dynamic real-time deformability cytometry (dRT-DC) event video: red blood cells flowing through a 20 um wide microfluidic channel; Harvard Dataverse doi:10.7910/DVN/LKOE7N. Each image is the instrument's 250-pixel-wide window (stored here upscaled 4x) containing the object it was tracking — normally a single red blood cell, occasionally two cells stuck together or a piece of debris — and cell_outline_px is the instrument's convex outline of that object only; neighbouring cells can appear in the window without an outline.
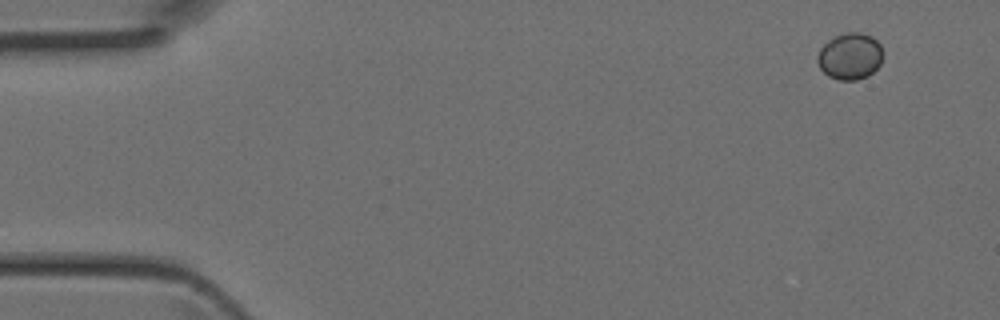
{"species": "Egyptian fruit bat (a non-hibernating species)", "species_latin": "Rousettus aegyptiacus", "temperature_condition": "room temperature", "stored_images_in_passage": 11, "camera_frame_rate_fps": 3000, "um_per_image_px": 0.085, "animal": {"sex": "female"}, "frame": {"image": 1, "passage_image": 1, "time_ms": 0.0, "image_size_px": [1000, 320], "cell_outline_px": [[884, 52], [880, 64], [868, 76], [856, 80], [840, 80], [828, 76], [820, 68], [816, 60], [816, 56], [820, 48], [832, 36], [844, 32], [860, 32], [872, 36], [880, 44]], "centroid_in_image_um": [72.24, 4.76], "position_along_channel_um": 12.8, "area_um2": 18.09}}